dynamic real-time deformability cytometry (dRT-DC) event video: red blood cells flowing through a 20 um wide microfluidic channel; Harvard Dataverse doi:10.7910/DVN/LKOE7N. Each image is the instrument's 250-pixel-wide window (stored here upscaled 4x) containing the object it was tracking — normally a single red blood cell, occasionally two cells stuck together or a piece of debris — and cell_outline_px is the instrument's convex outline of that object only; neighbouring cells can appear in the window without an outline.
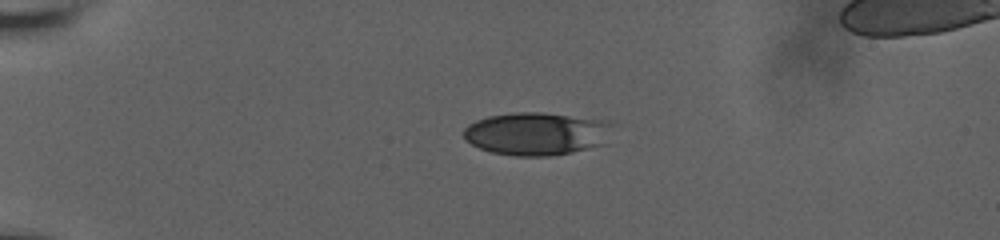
{"species": "human", "species_latin": "Homo sapiens", "temperature_condition": "room temperature", "stored_images_in_passage": 44, "camera_frame_rate_fps": 3000, "um_per_image_px": 0.085, "donor": {"sex": "male"}, "frame": {"image": 1, "passage_image": 1, "time_ms": 0.0, "image_size_px": [1000, 240], "cell_outline_px": [[612, 124], [604, 144], [572, 152], [548, 156], [516, 156], [492, 152], [480, 148], [464, 140], [464, 128], [468, 124], [476, 120], [488, 116], [512, 112], [544, 112], [604, 120]], "centroid_in_image_um": [45.57, 11.35], "position_along_channel_um": 39.4, "area_um2": 37.17}}
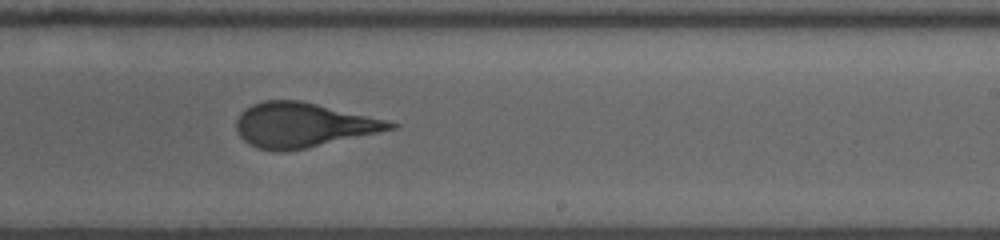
{"frame": {"image": 2, "passage_image": 24, "time_ms": 7.667, "image_size_px": [1000, 240], "cell_outline_px": [[400, 124], [396, 128], [308, 148], [280, 152], [276, 152], [256, 148], [248, 144], [240, 136], [236, 128], [236, 120], [240, 112], [252, 104], [264, 100], [300, 100], [384, 120]], "centroid_in_image_um": [25.68, 10.64], "position_along_channel_um": 263.3, "area_um2": 39.71}}
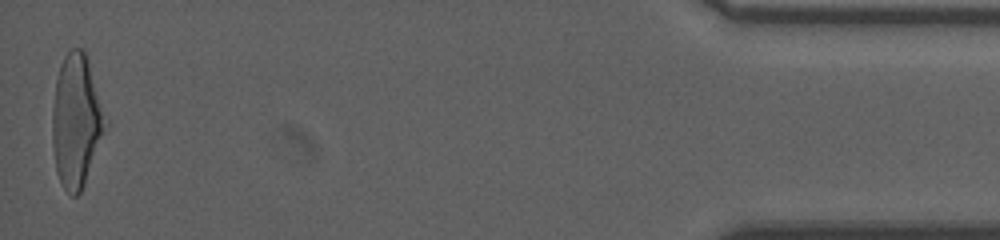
{"frame": {"image": 3, "passage_image": 44, "time_ms": 14.333, "image_size_px": [1000, 240], "cell_outline_px": [[108, 124], [84, 184], [80, 192], [76, 196], [72, 196], [64, 188], [56, 172], [52, 144], [52, 108], [56, 80], [60, 64], [64, 56], [72, 48], [80, 48], [84, 52], [88, 60]], "centroid_in_image_um": [6.47, 10.28], "position_along_channel_um": 428.7, "area_um2": 40.81}, "authors_computed_cell_mechanics": {"area_um2": 39.4774, "velocity_mm_per_s": 3.6847, "shape_relaxation_time_tau1_ms": 5.5427, "shape_relaxation_time_tau2_ms": 0.6995, "deformation_change_tau1": 0.2046, "deformation_change_tau2": 0.0826}}